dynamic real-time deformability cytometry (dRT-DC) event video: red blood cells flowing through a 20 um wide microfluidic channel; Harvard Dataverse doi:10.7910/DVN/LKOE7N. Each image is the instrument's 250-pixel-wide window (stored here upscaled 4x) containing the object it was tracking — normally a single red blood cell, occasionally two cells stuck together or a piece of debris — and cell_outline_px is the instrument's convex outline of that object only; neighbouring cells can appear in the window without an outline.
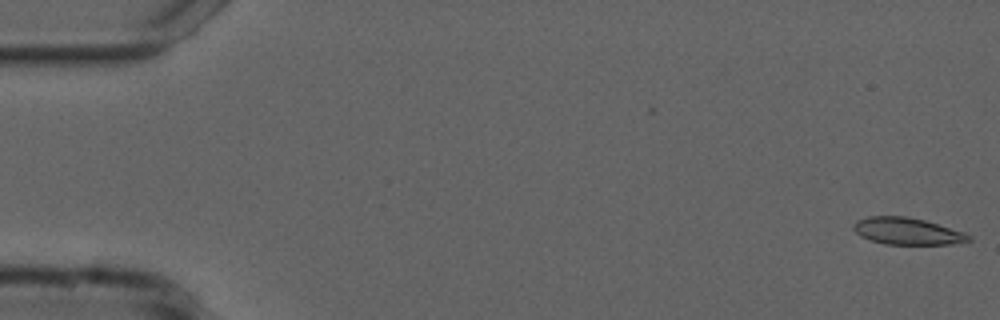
{"species": "common noctule bat (a hibernating species)", "species_latin": "Nyctalus noctula", "temperature_condition": "cold", "stored_images_in_passage": 7, "camera_frame_rate_fps": 3000, "um_per_image_px": 0.085, "animal": {"sex": "male", "forearm_length_mm": 52.5}, "frame": {"image": 1, "passage_image": 1, "time_ms": 0.0, "image_size_px": [1000, 320], "cell_outline_px": [[972, 240], [952, 244], [884, 244], [860, 236], [852, 228], [856, 220], [868, 216], [908, 216], [924, 220], [964, 232], [972, 236]], "centroid_in_image_um": [77.11, 19.64], "position_along_channel_um": 7.9, "area_um2": 18.03}}